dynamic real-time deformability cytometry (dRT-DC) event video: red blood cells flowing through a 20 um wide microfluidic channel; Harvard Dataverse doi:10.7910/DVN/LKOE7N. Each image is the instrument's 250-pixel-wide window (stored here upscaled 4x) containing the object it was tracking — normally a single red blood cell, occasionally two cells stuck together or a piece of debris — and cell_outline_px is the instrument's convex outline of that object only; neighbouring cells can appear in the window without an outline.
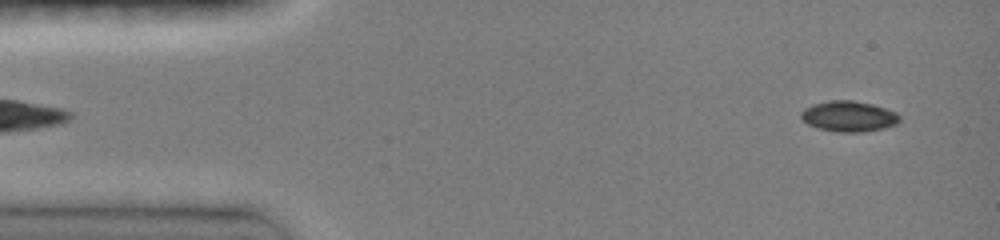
{"species": "common noctule bat (a hibernating species)", "species_latin": "Nyctalus noctula", "temperature_condition": "room temperature", "stored_images_in_passage": 45, "camera_frame_rate_fps": 3000, "um_per_image_px": 0.085, "animal": {"sex": "female", "body_mass_g": 19.0, "forearm_length_mm": 51.5}, "frame": {"image": 1, "passage_image": 2, "time_ms": 0.333, "image_size_px": [1000, 240], "cell_outline_px": [[900, 120], [896, 124], [884, 128], [860, 132], [836, 132], [816, 128], [808, 124], [800, 116], [800, 112], [804, 108], [812, 104], [832, 100], [852, 100], [872, 104], [896, 112], [900, 116]], "centroid_in_image_um": [72.12, 9.89], "position_along_channel_um": 12.9, "area_um2": 17.63}}
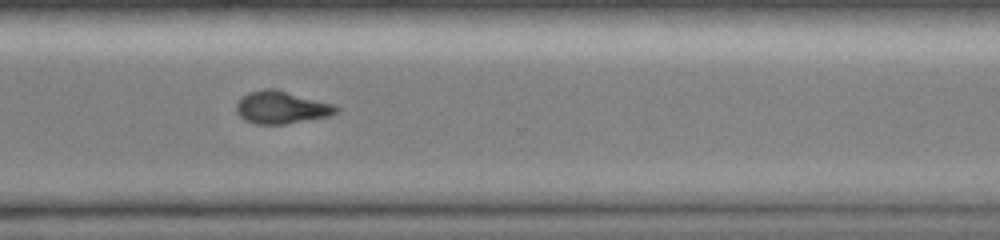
{"frame": {"image": 2, "passage_image": 33, "time_ms": 10.667, "image_size_px": [1000, 240], "cell_outline_px": [[340, 108], [332, 116], [284, 124], [256, 124], [244, 120], [236, 112], [236, 104], [248, 92], [264, 88], [272, 88], [336, 104]], "centroid_in_image_um": [23.95, 9.13], "position_along_channel_um": 346.7, "area_um2": 19.02}}
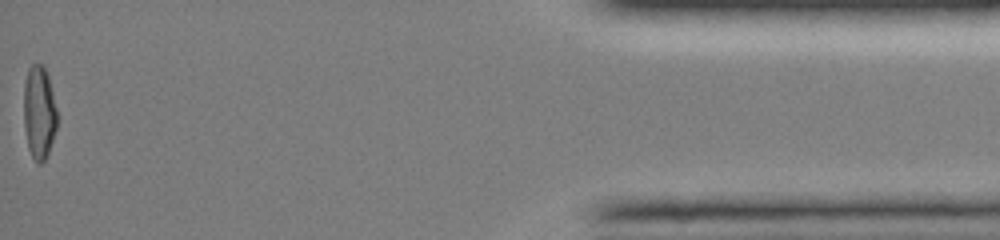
{"frame": {"image": 3, "passage_image": 45, "time_ms": 14.667, "image_size_px": [1000, 240], "cell_outline_px": [[56, 128], [48, 152], [44, 160], [40, 164], [36, 164], [28, 148], [24, 128], [24, 84], [28, 68], [32, 64], [44, 64], [48, 76], [56, 108]], "centroid_in_image_um": [3.3, 9.54], "position_along_channel_um": 431.9, "area_um2": 18.03}, "authors_computed_cell_mechanics": {"area_um2": 18.9006, "velocity_mm_per_s": 4.1434, "shape_relaxation_time_tau1_ms": 4.5848, "shape_relaxation_time_tau2_ms": null, "deformation_change_tau1": 0.1396, "deformation_change_tau2": null}}